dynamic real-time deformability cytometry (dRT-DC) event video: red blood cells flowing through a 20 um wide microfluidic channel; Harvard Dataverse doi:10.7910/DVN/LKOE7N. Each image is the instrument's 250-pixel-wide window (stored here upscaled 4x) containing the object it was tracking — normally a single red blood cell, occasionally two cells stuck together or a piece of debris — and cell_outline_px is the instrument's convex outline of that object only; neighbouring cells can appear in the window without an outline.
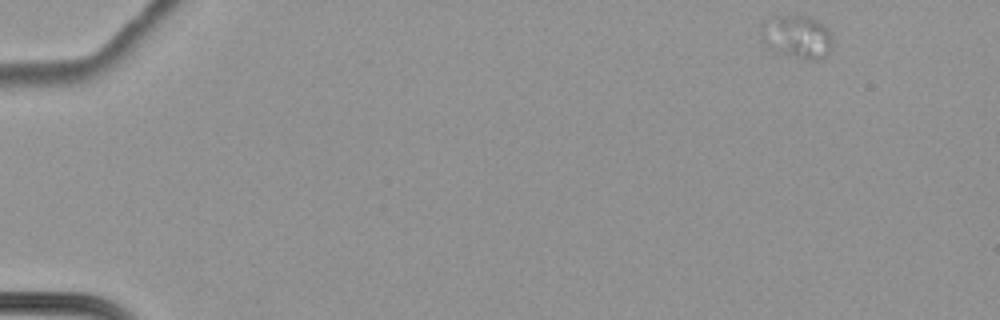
{"species": "common noctule bat (a hibernating species)", "species_latin": "Nyctalus noctula", "temperature_condition": "cold", "stored_images_in_passage": 11, "camera_frame_rate_fps": 3000, "um_per_image_px": 0.085, "animal": {"sex": "female", "body_mass_g": 22.7, "forearm_length_mm": 54.2}, "frame": {"image": 1, "passage_image": 1, "time_ms": 0.0, "image_size_px": [1000, 320], "cell_outline_px": [[832, 44], [828, 52], [824, 56], [816, 60], [812, 60], [772, 52], [760, 40], [760, 28], [776, 20], [788, 16], [808, 16], [816, 20], [832, 36]], "centroid_in_image_um": [67.74, 3.19], "position_along_channel_um": 17.3, "area_um2": 17.28}}